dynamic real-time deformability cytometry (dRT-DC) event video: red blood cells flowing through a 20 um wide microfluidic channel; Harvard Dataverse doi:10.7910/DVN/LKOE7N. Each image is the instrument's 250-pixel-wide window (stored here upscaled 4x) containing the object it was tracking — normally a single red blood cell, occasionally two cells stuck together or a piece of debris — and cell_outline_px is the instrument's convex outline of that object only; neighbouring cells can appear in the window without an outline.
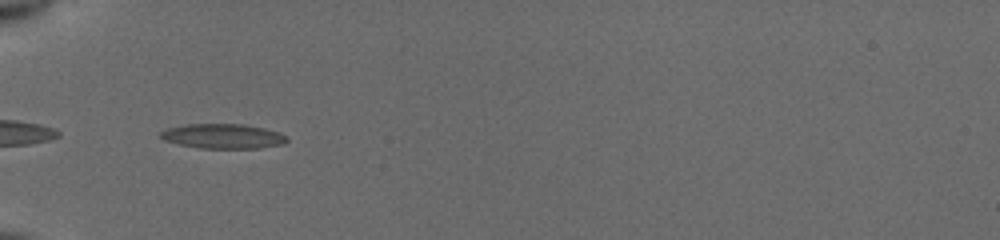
{"species": "common noctule bat (a hibernating species)", "species_latin": "Nyctalus noctula", "temperature_condition": "cold", "stored_images_in_passage": 35, "camera_frame_rate_fps": 3000, "um_per_image_px": 0.085, "animal": {"sex": "female", "body_mass_g": 19.5, "forearm_length_mm": 54.1}, "frame": {"image": 1, "passage_image": 1, "time_ms": 0.0, "image_size_px": [1000, 240], "cell_outline_px": [[288, 140], [284, 144], [260, 148], [200, 148], [180, 144], [164, 140], [160, 136], [160, 132], [168, 128], [184, 124], [244, 124], [264, 128], [280, 132], [288, 136]], "centroid_in_image_um": [19.0, 11.57], "position_along_channel_um": 66.0, "area_um2": 18.26}}
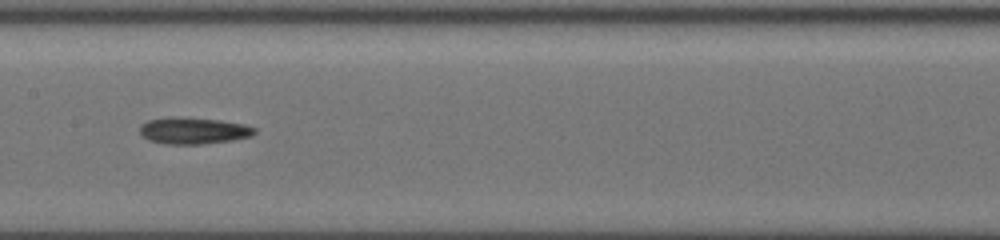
{"frame": {"image": 2, "passage_image": 11, "time_ms": 3.333, "image_size_px": [1000, 240], "cell_outline_px": [[256, 132], [252, 136], [232, 140], [204, 144], [164, 144], [148, 140], [140, 132], [140, 124], [148, 120], [168, 116], [180, 116], [220, 120], [244, 124], [256, 128]], "centroid_in_image_um": [16.43, 11.09], "position_along_channel_um": 191.0, "area_um2": 18.09}}
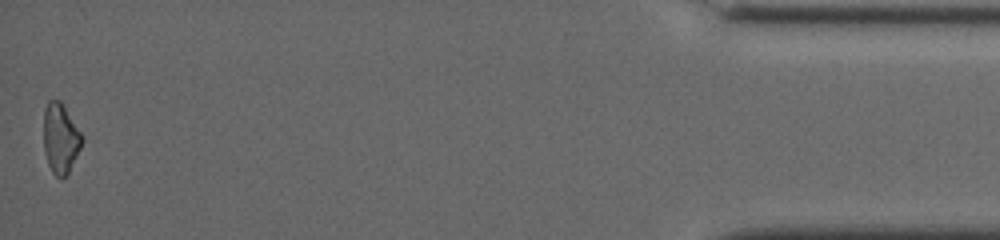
{"frame": {"image": 3, "passage_image": 35, "time_ms": 11.333, "image_size_px": [1000, 240], "cell_outline_px": [[84, 140], [68, 172], [60, 180], [52, 172], [48, 164], [44, 152], [44, 108], [48, 100], [60, 100], [84, 136]], "centroid_in_image_um": [5.14, 11.75], "position_along_channel_um": 430.1, "area_um2": 15.66}, "authors_computed_cell_mechanics": {"area_um2": 16.7042, "velocity_mm_per_s": 3.9418, "shape_relaxation_time_tau1_ms": 6.8012, "shape_relaxation_time_tau2_ms": 8.4916, "deformation_change_tau1": 0.144, "deformation_change_tau2": 0.2124}}